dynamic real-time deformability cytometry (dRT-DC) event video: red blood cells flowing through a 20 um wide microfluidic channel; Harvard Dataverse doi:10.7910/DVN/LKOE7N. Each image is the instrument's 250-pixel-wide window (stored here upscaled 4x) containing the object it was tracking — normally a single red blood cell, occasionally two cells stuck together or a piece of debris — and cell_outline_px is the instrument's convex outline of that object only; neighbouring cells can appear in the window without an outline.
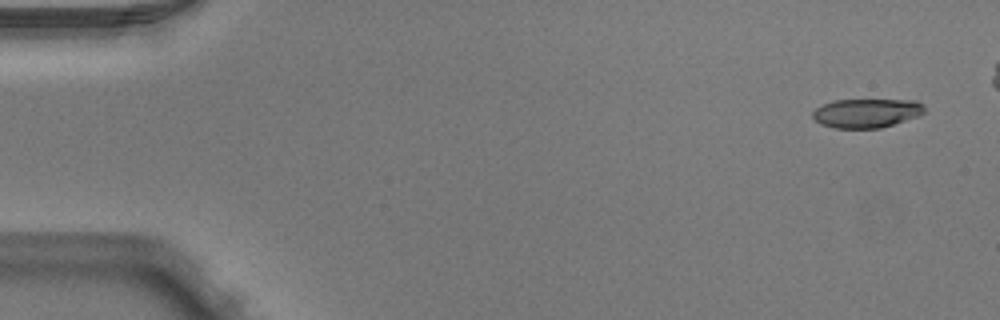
{"species": "Egyptian fruit bat (a non-hibernating species)", "species_latin": "Rousettus aegyptiacus", "temperature_condition": "warm", "stored_images_in_passage": 5, "camera_frame_rate_fps": 3000, "um_per_image_px": 0.085, "animal": {"sex": "male"}, "frame": {"image": 1, "passage_image": 1, "time_ms": 0.0, "image_size_px": [1000, 320], "cell_outline_px": [[924, 112], [920, 116], [880, 128], [836, 128], [820, 124], [812, 116], [812, 112], [816, 108], [824, 104], [836, 100], [916, 100], [924, 104]], "centroid_in_image_um": [73.68, 9.61], "position_along_channel_um": 11.3, "area_um2": 18.9}}